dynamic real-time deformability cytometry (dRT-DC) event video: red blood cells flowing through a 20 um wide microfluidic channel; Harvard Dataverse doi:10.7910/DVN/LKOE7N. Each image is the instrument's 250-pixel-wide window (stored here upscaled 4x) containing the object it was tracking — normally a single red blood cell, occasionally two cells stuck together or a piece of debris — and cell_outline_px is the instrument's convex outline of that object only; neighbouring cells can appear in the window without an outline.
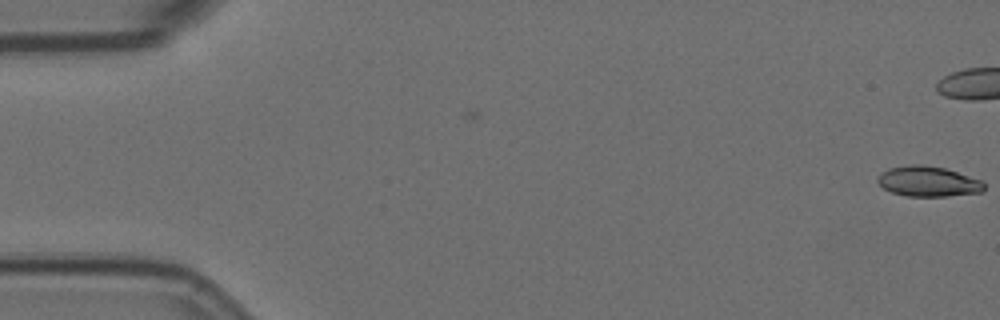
{"species": "Egyptian fruit bat (a non-hibernating species)", "species_latin": "Rousettus aegyptiacus", "temperature_condition": "room temperature", "stored_images_in_passage": 2, "camera_frame_rate_fps": 3000, "um_per_image_px": 0.085, "animal": {"sex": "female"}, "frame": {"image": 1, "passage_image": 2, "time_ms": 0.333, "image_size_px": [1000, 320], "cell_outline_px": [[984, 192], [948, 196], [908, 196], [892, 192], [884, 188], [876, 180], [880, 172], [888, 168], [908, 164], [920, 164], [944, 168], [980, 180], [984, 184]], "centroid_in_image_um": [78.86, 15.42], "position_along_channel_um": 6.1, "area_um2": 18.73}}